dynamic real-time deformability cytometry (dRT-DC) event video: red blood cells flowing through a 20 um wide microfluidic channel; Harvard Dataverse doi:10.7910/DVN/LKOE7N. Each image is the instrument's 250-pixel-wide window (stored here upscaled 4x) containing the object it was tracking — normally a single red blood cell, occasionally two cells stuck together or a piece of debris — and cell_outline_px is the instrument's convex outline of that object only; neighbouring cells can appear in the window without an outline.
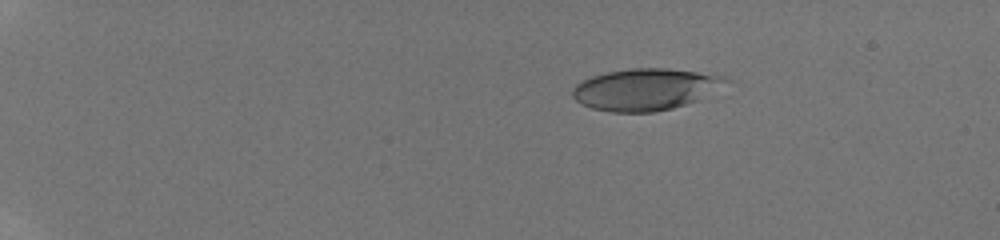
{"species": "human", "species_latin": "Homo sapiens", "temperature_condition": "room temperature", "stored_images_in_passage": 8, "camera_frame_rate_fps": 3000, "um_per_image_px": 0.085, "donor": {"sex": "male"}, "frame": {"image": 1, "passage_image": 1, "time_ms": 0.0, "image_size_px": [1000, 240], "cell_outline_px": [[728, 80], [696, 100], [672, 108], [652, 112], [612, 112], [592, 108], [576, 100], [572, 96], [572, 88], [576, 84], [592, 76], [608, 72], [632, 68], [664, 68], [696, 72], [724, 76]], "centroid_in_image_um": [54.76, 7.59], "position_along_channel_um": 30.2, "area_um2": 36.3}}